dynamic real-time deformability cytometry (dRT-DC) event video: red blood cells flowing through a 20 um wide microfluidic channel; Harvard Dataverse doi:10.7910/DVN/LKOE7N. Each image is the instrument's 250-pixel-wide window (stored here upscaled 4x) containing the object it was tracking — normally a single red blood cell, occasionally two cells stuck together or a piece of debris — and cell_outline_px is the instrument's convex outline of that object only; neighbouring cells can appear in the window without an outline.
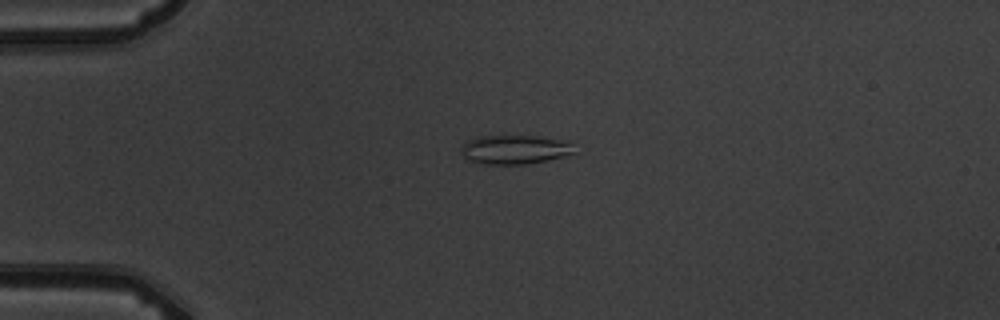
{"species": "common noctule bat (a hibernating species)", "species_latin": "Nyctalus noctula", "temperature_condition": "warm", "stored_images_in_passage": 5, "camera_frame_rate_fps": 3000, "um_per_image_px": 0.085, "animal": {"sex": "male", "body_mass_g": 19.5, "forearm_length_mm": 54.6}, "frame": {"image": 1, "passage_image": 4, "time_ms": 3.333, "image_size_px": [1000, 320], "cell_outline_px": [[576, 152], [568, 156], [528, 164], [484, 164], [468, 160], [464, 156], [460, 148], [468, 140], [476, 136], [536, 136], [568, 140], [572, 144]], "centroid_in_image_um": [43.81, 12.71], "position_along_channel_um": 41.2, "area_um2": 19.42}}